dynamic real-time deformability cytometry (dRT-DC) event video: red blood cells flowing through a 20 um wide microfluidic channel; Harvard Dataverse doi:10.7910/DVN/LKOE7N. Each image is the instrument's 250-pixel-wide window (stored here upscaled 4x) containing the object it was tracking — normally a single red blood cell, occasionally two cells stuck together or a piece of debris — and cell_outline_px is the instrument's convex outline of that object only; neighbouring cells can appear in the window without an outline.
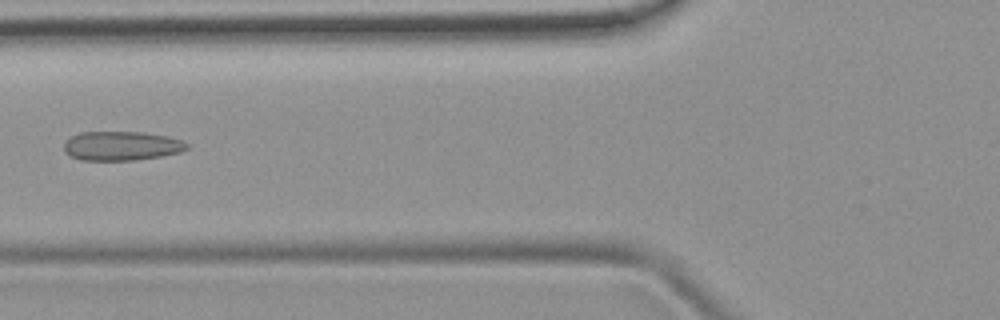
{"species": "common noctule bat (a hibernating species)", "species_latin": "Nyctalus noctula", "temperature_condition": "room temperature", "stored_images_in_passage": 5, "camera_frame_rate_fps": 3000, "um_per_image_px": 0.085, "animal": {"sex": "female", "body_mass_g": 19.9}, "frame": {"image": 1, "passage_image": 5, "time_ms": 4.333, "image_size_px": [1000, 320], "cell_outline_px": [[188, 148], [180, 152], [160, 156], [132, 160], [80, 160], [64, 152], [64, 144], [72, 136], [80, 132], [144, 132], [168, 136], [180, 140], [188, 144]], "centroid_in_image_um": [10.32, 12.39], "position_along_channel_um": 115.5, "area_um2": 20.75}}